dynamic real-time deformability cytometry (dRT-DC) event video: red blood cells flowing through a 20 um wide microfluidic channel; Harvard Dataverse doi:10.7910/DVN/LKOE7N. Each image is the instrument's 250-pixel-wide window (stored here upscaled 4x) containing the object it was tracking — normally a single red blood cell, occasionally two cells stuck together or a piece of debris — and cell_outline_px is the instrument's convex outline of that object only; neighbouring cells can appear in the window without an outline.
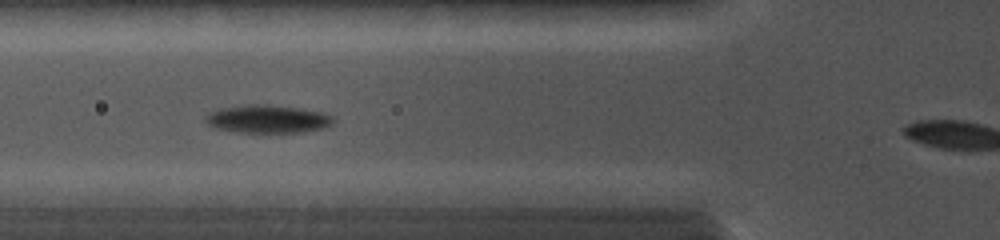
{"species": "common noctule bat (a hibernating species)", "species_latin": "Nyctalus noctula", "temperature_condition": "cold", "stored_images_in_passage": 21, "camera_frame_rate_fps": 5000, "um_per_image_px": 0.085, "animal": {"sex": "female", "body_mass_g": 19.0, "forearm_length_mm": 56.7}, "frame": {"image": 1, "passage_image": 3, "time_ms": 1.8, "image_size_px": [1000, 240], "cell_outline_px": [[336, 120], [332, 124], [324, 128], [300, 132], [240, 132], [212, 128], [204, 120], [204, 116], [208, 112], [220, 108], [248, 104], [264, 104], [300, 108], [324, 112], [332, 116]], "centroid_in_image_um": [22.73, 10.11], "position_along_channel_um": 103.1, "area_um2": 21.1}}
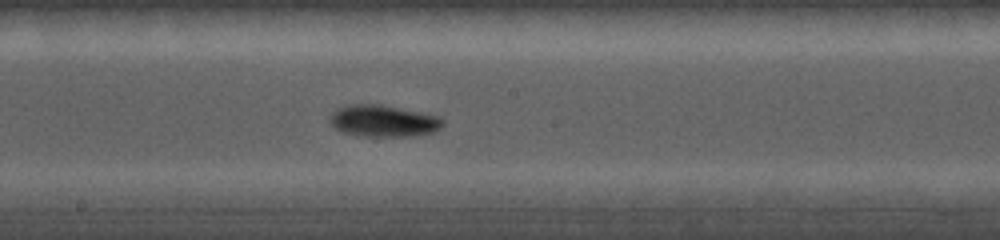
{"frame": {"image": 2, "passage_image": 9, "time_ms": 4.4, "image_size_px": [1000, 240], "cell_outline_px": [[444, 124], [440, 128], [432, 132], [412, 136], [364, 136], [344, 132], [336, 128], [328, 120], [332, 112], [336, 108], [348, 104], [380, 104], [440, 116], [444, 120]], "centroid_in_image_um": [32.58, 10.26], "position_along_channel_um": 215.6, "area_um2": 20.87}}
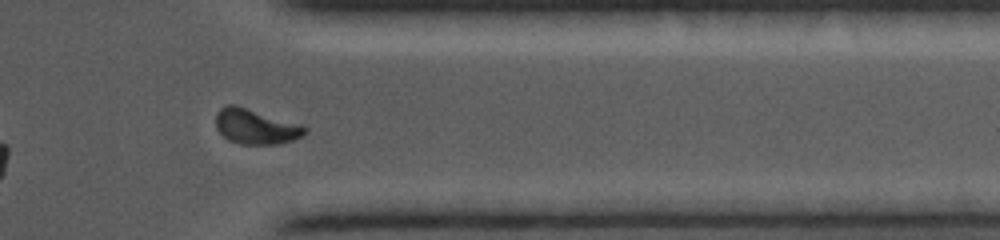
{"frame": {"image": 3, "passage_image": 18, "time_ms": 8.4, "image_size_px": [1000, 240], "cell_outline_px": [[308, 128], [304, 136], [296, 140], [276, 144], [240, 144], [228, 140], [216, 128], [216, 116], [220, 108], [228, 104], [236, 104], [304, 124]], "centroid_in_image_um": [21.8, 10.75], "position_along_channel_um": 389.6, "area_um2": 18.67}}